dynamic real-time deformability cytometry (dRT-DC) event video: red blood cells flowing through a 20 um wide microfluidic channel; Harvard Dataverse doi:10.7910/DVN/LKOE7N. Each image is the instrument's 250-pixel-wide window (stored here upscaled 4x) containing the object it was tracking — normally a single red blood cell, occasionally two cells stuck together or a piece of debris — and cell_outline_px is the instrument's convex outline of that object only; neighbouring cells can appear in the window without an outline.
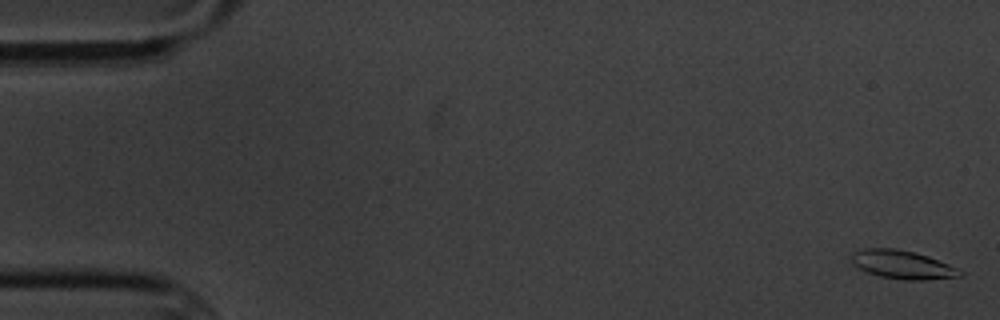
{"species": "common noctule bat (a hibernating species)", "species_latin": "Nyctalus noctula", "temperature_condition": "cold", "stored_images_in_passage": 6, "camera_frame_rate_fps": 3000, "um_per_image_px": 0.085, "animal": {"sex": "male", "body_mass_g": 20.1, "forearm_length_mm": 53.5}, "frame": {"image": 1, "passage_image": 1, "time_ms": 0.0, "image_size_px": [1000, 320], "cell_outline_px": [[964, 272], [960, 276], [924, 280], [900, 280], [880, 276], [868, 272], [852, 264], [852, 252], [864, 248], [892, 248], [916, 252], [928, 256], [960, 268]], "centroid_in_image_um": [76.73, 22.49], "position_along_channel_um": 8.3, "area_um2": 18.09}}